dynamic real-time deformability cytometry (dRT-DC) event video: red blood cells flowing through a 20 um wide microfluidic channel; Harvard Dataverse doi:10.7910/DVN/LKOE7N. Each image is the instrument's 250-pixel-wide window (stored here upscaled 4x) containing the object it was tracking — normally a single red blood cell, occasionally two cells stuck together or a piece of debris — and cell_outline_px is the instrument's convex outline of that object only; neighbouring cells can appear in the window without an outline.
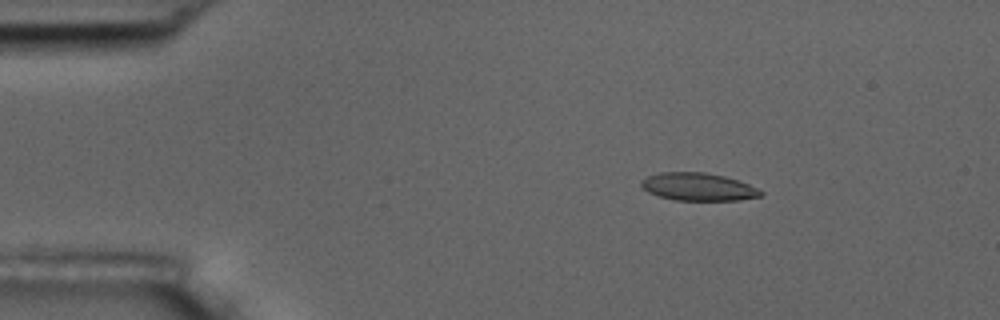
{"species": "common noctule bat (a hibernating species)", "species_latin": "Nyctalus noctula", "temperature_condition": "room temperature", "stored_images_in_passage": 5, "segment_of_instrument_passage": [1, 2], "camera_frame_rate_fps": 3000, "um_per_image_px": 0.085, "animal": {"sex": "male", "body_mass_g": 17.5, "forearm_length_mm": 52.3}, "frame": {"image": 1, "passage_image": 2, "time_ms": 2.0, "image_size_px": [1000, 320], "cell_outline_px": [[764, 192], [760, 196], [740, 200], [676, 200], [660, 196], [648, 192], [640, 184], [640, 180], [648, 176], [660, 172], [704, 172], [724, 176], [748, 184]], "centroid_in_image_um": [59.33, 15.87], "position_along_channel_um": 25.7, "area_um2": 19.13}}